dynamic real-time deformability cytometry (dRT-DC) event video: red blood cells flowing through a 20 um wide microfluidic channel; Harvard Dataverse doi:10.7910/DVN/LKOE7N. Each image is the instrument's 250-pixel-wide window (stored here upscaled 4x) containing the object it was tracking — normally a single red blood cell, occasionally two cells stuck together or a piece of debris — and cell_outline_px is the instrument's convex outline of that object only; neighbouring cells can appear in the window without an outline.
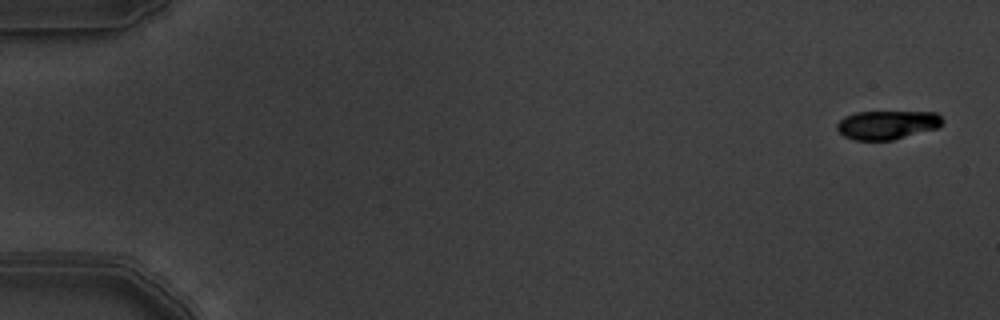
{"species": "common noctule bat (a hibernating species)", "species_latin": "Nyctalus noctula", "temperature_condition": "warm", "stored_images_in_passage": 5, "camera_frame_rate_fps": 3000, "um_per_image_px": 0.085, "animal": {"sex": "male", "body_mass_g": 19.5, "forearm_length_mm": 54.6}, "frame": {"image": 1, "passage_image": 1, "time_ms": 0.0, "image_size_px": [1000, 320], "cell_outline_px": [[944, 120], [940, 128], [892, 140], [856, 140], [844, 136], [836, 128], [836, 124], [844, 116], [856, 112], [936, 112]], "centroid_in_image_um": [75.43, 10.61], "position_along_channel_um": 9.6, "area_um2": 17.8}}
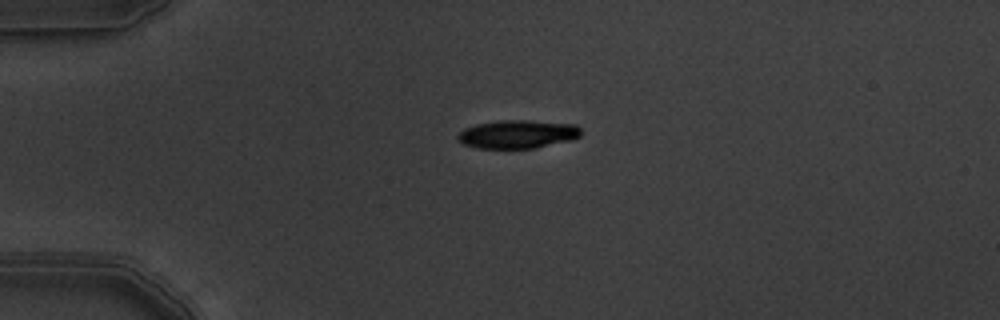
{"frame": {"image": 2, "passage_image": 4, "time_ms": 1.0, "image_size_px": [1000, 320], "cell_outline_px": [[580, 136], [572, 140], [536, 148], [476, 148], [464, 144], [456, 136], [464, 128], [476, 124], [500, 120], [528, 120], [576, 124], [580, 128]], "centroid_in_image_um": [44.02, 11.4], "position_along_channel_um": 41.0, "area_um2": 20.4}}